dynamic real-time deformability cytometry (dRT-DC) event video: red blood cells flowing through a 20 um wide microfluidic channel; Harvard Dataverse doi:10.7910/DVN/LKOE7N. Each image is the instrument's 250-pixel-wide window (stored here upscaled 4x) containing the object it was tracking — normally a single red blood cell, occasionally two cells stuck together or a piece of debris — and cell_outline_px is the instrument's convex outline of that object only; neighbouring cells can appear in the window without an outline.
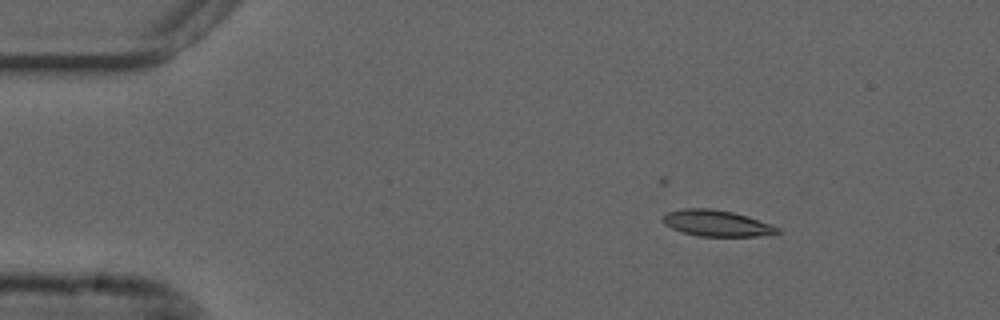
{"species": "common noctule bat (a hibernating species)", "species_latin": "Nyctalus noctula", "temperature_condition": "cold", "stored_images_in_passage": 15, "camera_frame_rate_fps": 3000, "um_per_image_px": 0.085, "animal": {"sex": "male", "forearm_length_mm": 52.5}, "frame": {"image": 1, "passage_image": 1, "time_ms": 0.0, "image_size_px": [1000, 320], "cell_outline_px": [[780, 232], [776, 236], [700, 236], [684, 232], [672, 228], [664, 224], [664, 216], [668, 212], [680, 208], [712, 208], [732, 212], [748, 216], [772, 224], [780, 228]], "centroid_in_image_um": [61.01, 18.98], "position_along_channel_um": 24.0, "area_um2": 17.63}}
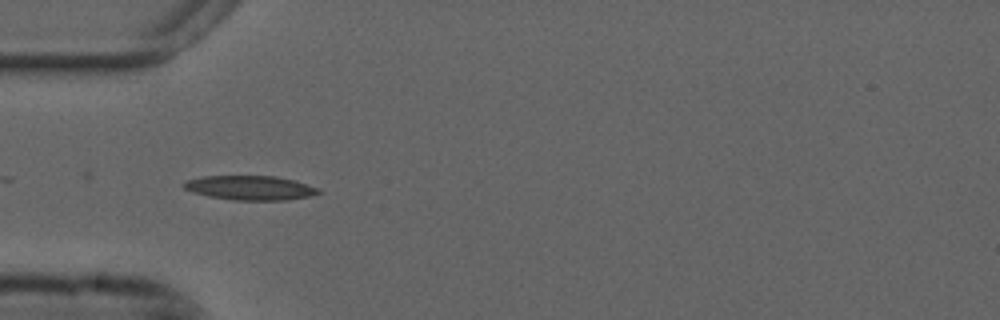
{"frame": {"image": 2, "passage_image": 10, "time_ms": 3.0, "image_size_px": [1000, 320], "cell_outline_px": [[324, 192], [308, 196], [288, 200], [232, 200], [208, 196], [192, 192], [184, 188], [180, 184], [188, 180], [200, 176], [276, 176], [296, 180], [320, 188]], "centroid_in_image_um": [21.29, 15.96], "position_along_channel_um": 63.7, "area_um2": 19.36}}
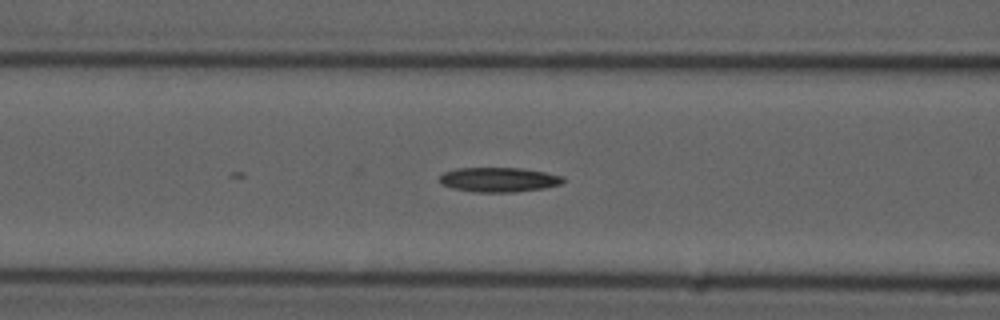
{"frame": {"image": 3, "passage_image": 15, "time_ms": 4.667, "image_size_px": [1000, 320], "cell_outline_px": [[568, 180], [560, 184], [544, 188], [512, 192], [476, 192], [452, 188], [440, 184], [440, 176], [444, 172], [456, 168], [520, 168], [544, 172], [564, 176]], "centroid_in_image_um": [42.41, 15.27], "position_along_channel_um": 124.2, "area_um2": 17.74}}